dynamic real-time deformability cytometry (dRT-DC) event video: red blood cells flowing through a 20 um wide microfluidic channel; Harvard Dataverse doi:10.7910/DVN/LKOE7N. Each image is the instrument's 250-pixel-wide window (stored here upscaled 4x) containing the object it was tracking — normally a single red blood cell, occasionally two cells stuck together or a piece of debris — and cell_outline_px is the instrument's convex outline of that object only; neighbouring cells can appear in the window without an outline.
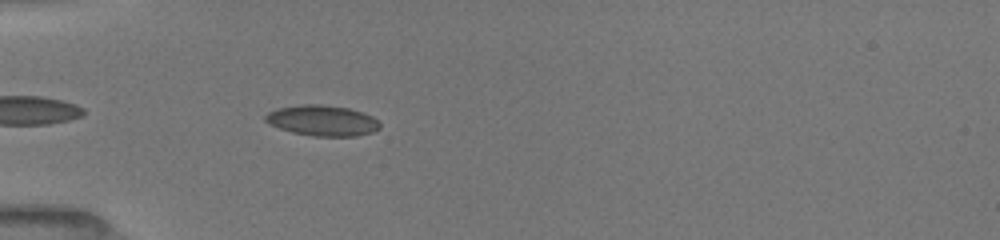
{"species": "common noctule bat (a hibernating species)", "species_latin": "Nyctalus noctula", "temperature_condition": "room temperature", "stored_images_in_passage": 35, "camera_frame_rate_fps": 3000, "um_per_image_px": 0.085, "animal": {"sex": "female", "body_mass_g": 19.5, "forearm_length_mm": 54.1}, "frame": {"image": 1, "passage_image": 3, "time_ms": 0.667, "image_size_px": [1000, 240], "cell_outline_px": [[380, 128], [372, 132], [356, 136], [312, 136], [292, 132], [280, 128], [264, 120], [264, 116], [268, 112], [276, 108], [304, 104], [320, 104], [348, 108], [372, 116], [380, 124]], "centroid_in_image_um": [27.38, 10.24], "position_along_channel_um": 57.6, "area_um2": 20.29}}
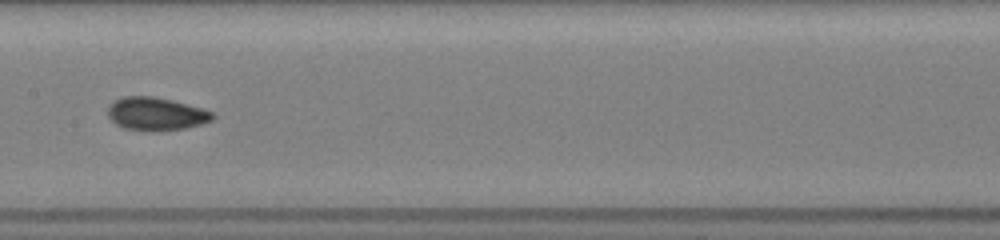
{"frame": {"image": 2, "passage_image": 14, "time_ms": 4.333, "image_size_px": [1000, 240], "cell_outline_px": [[216, 116], [212, 120], [200, 124], [184, 128], [160, 132], [152, 132], [124, 128], [116, 124], [108, 116], [108, 108], [116, 100], [124, 96], [152, 96], [172, 100], [200, 108], [212, 112]], "centroid_in_image_um": [13.26, 9.7], "position_along_channel_um": 194.1, "area_um2": 20.11}}
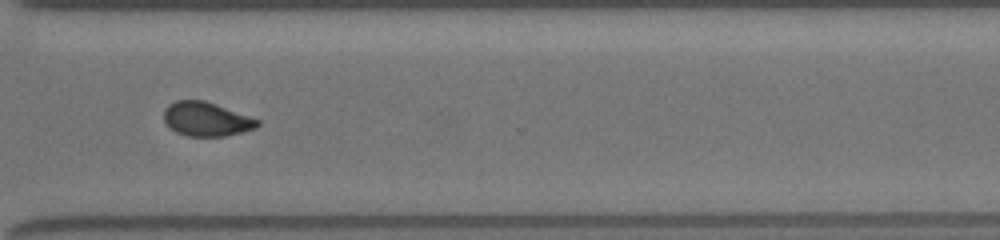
{"frame": {"image": 3, "passage_image": 26, "time_ms": 8.333, "image_size_px": [1000, 240], "cell_outline_px": [[260, 124], [256, 128], [224, 136], [188, 136], [176, 132], [164, 120], [164, 108], [168, 104], [176, 100], [204, 100], [216, 104], [260, 120]], "centroid_in_image_um": [17.53, 10.11], "position_along_channel_um": 353.1, "area_um2": 18.44}, "authors_computed_cell_mechanics": {"area_um2": 19.1896, "velocity_mm_per_s": 3.9803, "shape_relaxation_time_tau1_ms": 5.5718, "shape_relaxation_time_tau2_ms": 1.3369, "deformation_change_tau1": 0.1312, "deformation_change_tau2": 0.0481}}